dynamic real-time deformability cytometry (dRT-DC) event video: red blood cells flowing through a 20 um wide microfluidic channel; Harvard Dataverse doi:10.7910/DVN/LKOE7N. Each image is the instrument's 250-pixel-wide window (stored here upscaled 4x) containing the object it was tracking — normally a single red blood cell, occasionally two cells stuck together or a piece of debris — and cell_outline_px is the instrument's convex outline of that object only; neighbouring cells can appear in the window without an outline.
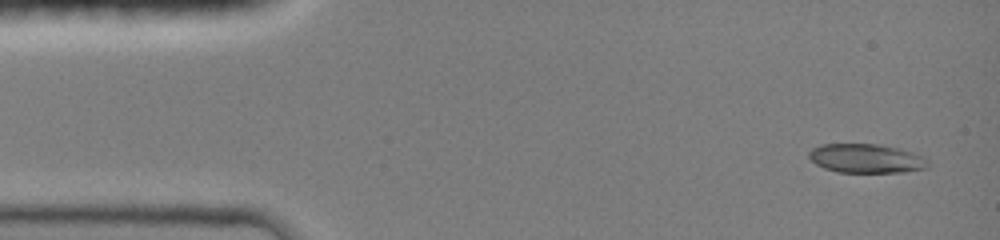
{"species": "common noctule bat (a hibernating species)", "species_latin": "Nyctalus noctula", "temperature_condition": "room temperature", "stored_images_in_passage": 5, "camera_frame_rate_fps": 3000, "um_per_image_px": 0.085, "animal": {"sex": "female", "body_mass_g": 19.0, "forearm_length_mm": 51.5}, "frame": {"image": 1, "passage_image": 1, "time_ms": 0.0, "image_size_px": [1000, 240], "cell_outline_px": [[928, 164], [924, 168], [904, 172], [840, 172], [824, 168], [816, 164], [808, 156], [808, 152], [812, 148], [824, 144], [876, 144], [896, 148], [920, 156], [928, 160]], "centroid_in_image_um": [73.56, 13.47], "position_along_channel_um": 11.4, "area_um2": 19.71}}
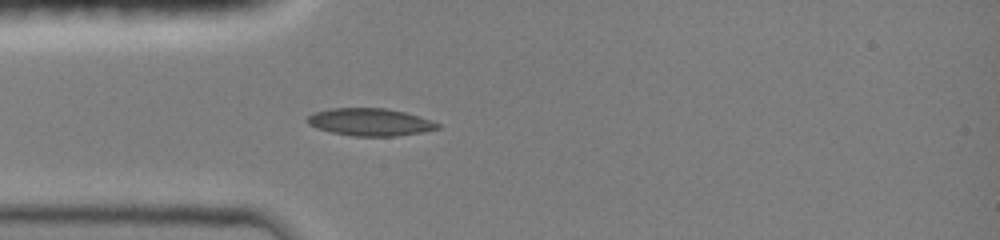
{"frame": {"image": 2, "passage_image": 5, "time_ms": 3.333, "image_size_px": [1000, 240], "cell_outline_px": [[440, 128], [420, 132], [392, 136], [356, 136], [332, 132], [308, 124], [304, 120], [308, 116], [316, 112], [332, 108], [384, 108], [404, 112], [440, 124]], "centroid_in_image_um": [31.41, 10.37], "position_along_channel_um": 53.6, "area_um2": 20.35}}